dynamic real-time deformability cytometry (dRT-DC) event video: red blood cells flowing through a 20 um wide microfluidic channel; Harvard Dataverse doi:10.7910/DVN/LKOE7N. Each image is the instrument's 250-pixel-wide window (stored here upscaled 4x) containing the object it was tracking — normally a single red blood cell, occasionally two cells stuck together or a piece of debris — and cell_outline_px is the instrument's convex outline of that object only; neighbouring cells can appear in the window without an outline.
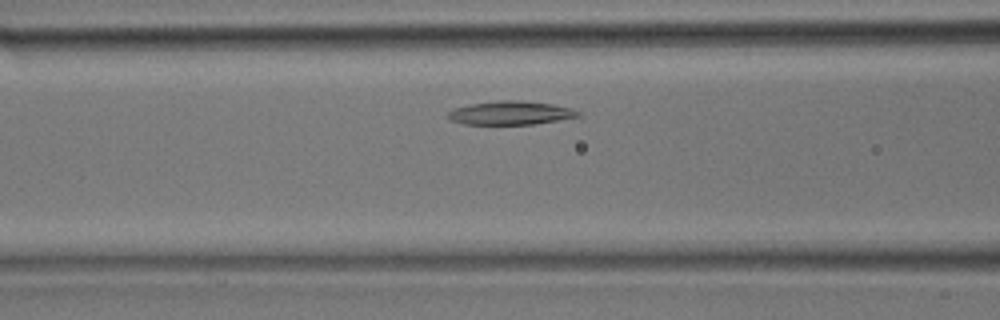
{"species": "common noctule bat (a hibernating species)", "species_latin": "Nyctalus noctula", "temperature_condition": "room temperature", "stored_images_in_passage": 25, "segment_of_instrument_passage": [1, 2], "camera_frame_rate_fps": 3000, "um_per_image_px": 0.085, "animal": {"sex": "male", "body_mass_g": 17.9}, "frame": {"image": 1, "passage_image": 5, "time_ms": 1.333, "image_size_px": [1000, 320], "cell_outline_px": [[580, 116], [532, 124], [464, 124], [452, 120], [444, 116], [452, 108], [468, 104], [500, 100], [520, 100], [552, 104], [572, 108], [580, 112]], "centroid_in_image_um": [43.34, 9.59], "position_along_channel_um": 123.3, "area_um2": 17.92}}
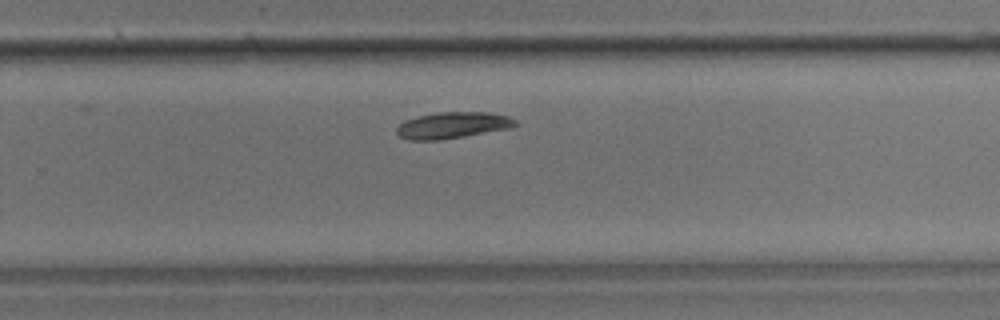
{"frame": {"image": 2, "passage_image": 13, "time_ms": 4.0, "image_size_px": [1000, 320], "cell_outline_px": [[516, 124], [508, 128], [464, 136], [440, 140], [408, 140], [400, 136], [396, 132], [396, 128], [404, 120], [420, 116], [440, 112], [488, 112], [508, 116], [516, 120]], "centroid_in_image_um": [38.43, 10.64], "position_along_channel_um": 291.4, "area_um2": 17.98}}
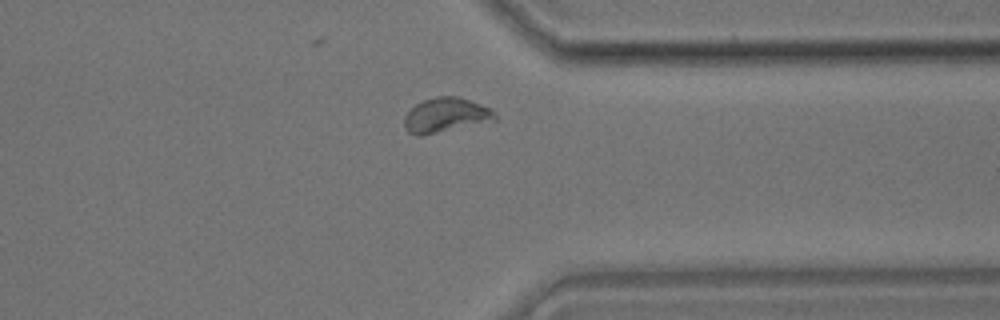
{"frame": {"image": 3, "passage_image": 17, "time_ms": 5.333, "image_size_px": [1000, 320], "cell_outline_px": [[496, 120], [424, 136], [416, 136], [408, 132], [404, 128], [404, 116], [416, 104], [424, 100], [436, 96], [460, 96], [492, 108], [496, 112]], "centroid_in_image_um": [37.9, 9.79], "position_along_channel_um": 373.5, "area_um2": 18.61}}